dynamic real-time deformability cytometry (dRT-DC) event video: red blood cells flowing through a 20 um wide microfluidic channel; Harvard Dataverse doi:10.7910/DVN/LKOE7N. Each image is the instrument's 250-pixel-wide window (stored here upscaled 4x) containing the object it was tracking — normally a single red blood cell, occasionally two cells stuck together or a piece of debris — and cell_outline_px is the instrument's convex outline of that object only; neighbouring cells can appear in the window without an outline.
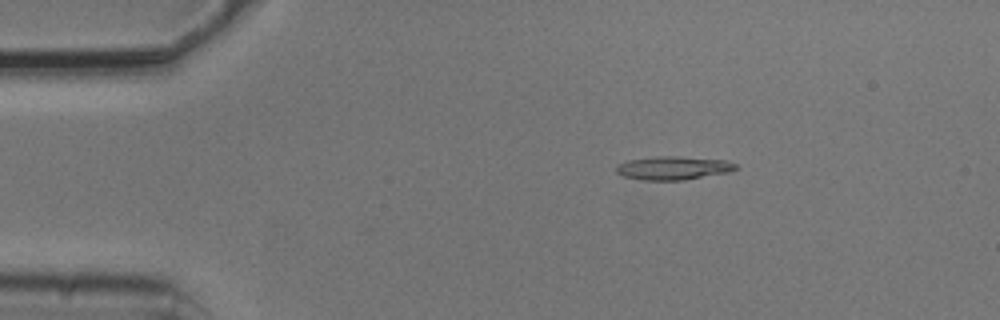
{"species": "common noctule bat (a hibernating species)", "species_latin": "Nyctalus noctula", "temperature_condition": "cold", "stored_images_in_passage": 4, "camera_frame_rate_fps": 3000, "um_per_image_px": 0.085, "animal": {"sex": "male", "body_mass_g": 20.5, "forearm_length_mm": 52.5}, "frame": {"image": 1, "passage_image": 4, "time_ms": 1.0, "image_size_px": [1000, 320], "cell_outline_px": [[740, 168], [728, 172], [684, 180], [644, 180], [624, 176], [616, 172], [616, 164], [628, 160], [656, 156], [676, 156], [728, 160], [736, 164]], "centroid_in_image_um": [57.24, 14.27], "position_along_channel_um": 27.8, "area_um2": 16.42}}